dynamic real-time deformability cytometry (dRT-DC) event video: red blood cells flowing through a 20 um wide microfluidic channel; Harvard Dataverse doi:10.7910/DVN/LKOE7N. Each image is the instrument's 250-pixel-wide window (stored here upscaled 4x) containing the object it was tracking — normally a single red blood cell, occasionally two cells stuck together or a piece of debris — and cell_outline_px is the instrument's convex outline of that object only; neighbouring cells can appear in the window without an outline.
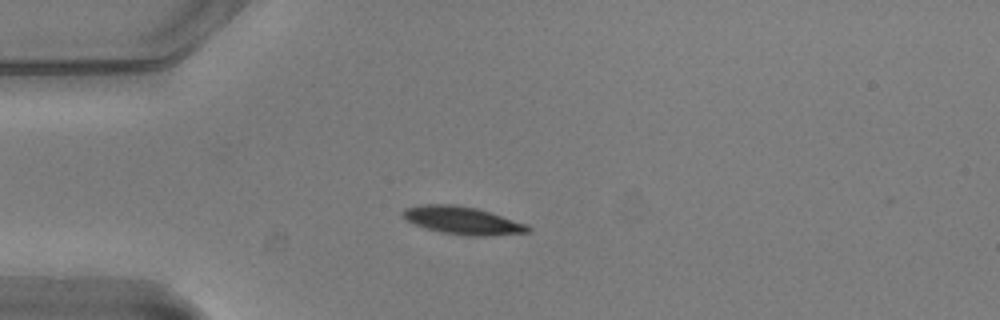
{"species": "common noctule bat (a hibernating species)", "species_latin": "Nyctalus noctula", "temperature_condition": "warm", "stored_images_in_passage": 42, "camera_frame_rate_fps": 3000, "um_per_image_px": 0.085, "animal": {"sex": "male", "body_mass_g": 20.5, "forearm_length_mm": 52.5}, "frame": {"image": 1, "passage_image": 1, "time_ms": 0.0, "image_size_px": [1000, 320], "cell_outline_px": [[532, 232], [484, 236], [468, 236], [444, 232], [424, 228], [400, 216], [400, 212], [404, 208], [420, 204], [456, 204], [476, 208], [528, 224], [532, 228]], "centroid_in_image_um": [39.31, 18.73], "position_along_channel_um": 45.7, "area_um2": 20.35}}
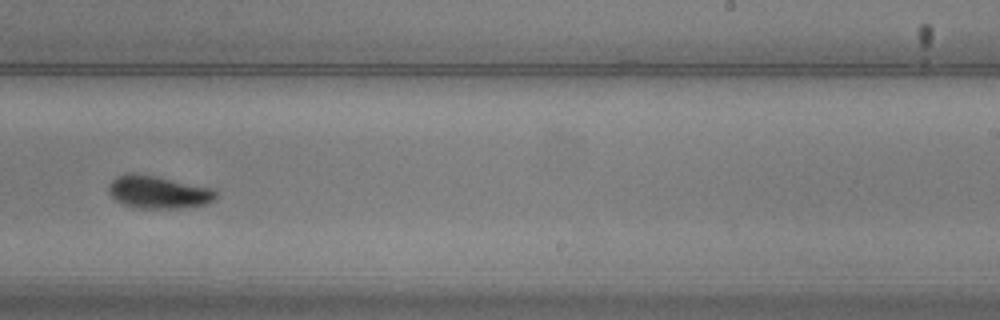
{"frame": {"image": 2, "passage_image": 21, "time_ms": 6.667, "image_size_px": [1000, 320], "cell_outline_px": [[216, 196], [208, 204], [180, 208], [136, 208], [124, 204], [116, 200], [108, 192], [108, 184], [116, 176], [124, 172], [136, 172], [216, 188]], "centroid_in_image_um": [13.44, 16.3], "position_along_channel_um": 275.6, "area_um2": 20.81}}
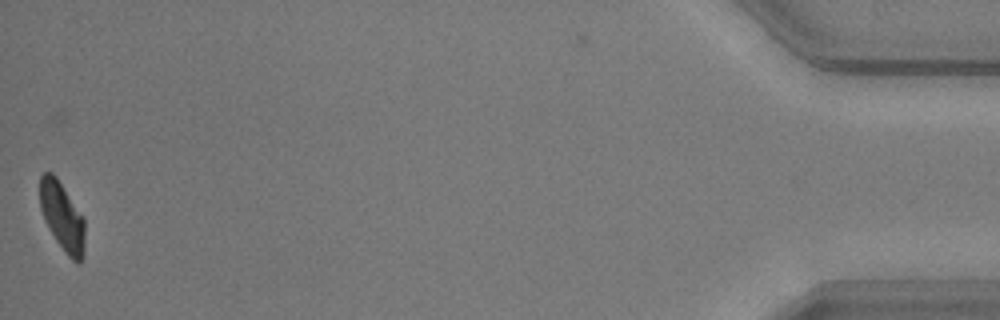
{"frame": {"image": 3, "passage_image": 41, "time_ms": 13.333, "image_size_px": [1000, 320], "cell_outline_px": [[84, 256], [80, 264], [76, 264], [64, 252], [48, 228], [44, 220], [40, 208], [40, 176], [44, 172], [52, 172], [56, 176], [84, 216]], "centroid_in_image_um": [5.3, 18.43], "position_along_channel_um": 429.9, "area_um2": 18.26}, "authors_computed_cell_mechanics": {"area_um2": 19.8832, "velocity_mm_per_s": 3.7285, "shape_relaxation_time_tau1_ms": 2.1045, "shape_relaxation_time_tau2_ms": 4.0785, "deformation_change_tau1": 0.1436, "deformation_change_tau2": 0.0877}}